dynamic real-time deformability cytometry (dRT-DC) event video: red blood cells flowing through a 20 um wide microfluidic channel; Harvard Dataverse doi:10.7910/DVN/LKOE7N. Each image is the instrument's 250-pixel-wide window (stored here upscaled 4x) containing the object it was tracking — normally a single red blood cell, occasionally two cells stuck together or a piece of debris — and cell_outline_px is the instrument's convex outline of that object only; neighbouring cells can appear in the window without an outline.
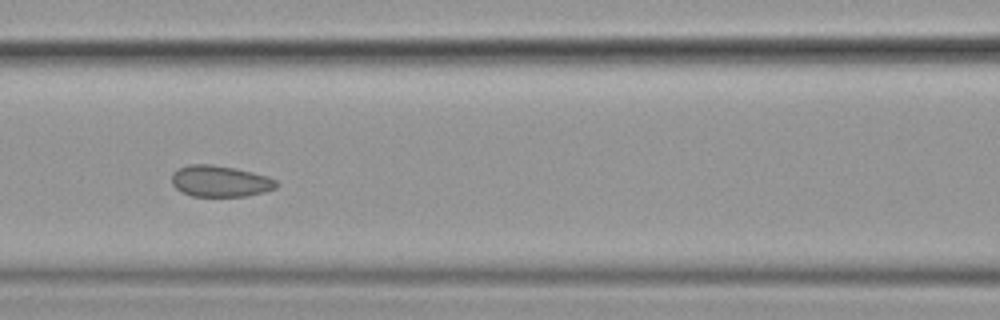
{"species": "common noctule bat (a hibernating species)", "species_latin": "Nyctalus noctula", "temperature_condition": "cold", "stored_images_in_passage": 9, "camera_frame_rate_fps": 3000, "um_per_image_px": 0.085, "animal": {"sex": "female", "body_mass_g": 19.9}, "frame": {"image": 1, "passage_image": 6, "time_ms": 1.667, "image_size_px": [1000, 320], "cell_outline_px": [[280, 184], [276, 188], [264, 192], [244, 196], [192, 196], [180, 192], [172, 184], [172, 172], [188, 164], [212, 164], [236, 168], [268, 176], [276, 180]], "centroid_in_image_um": [18.71, 15.4], "position_along_channel_um": 147.9, "area_um2": 19.25}}
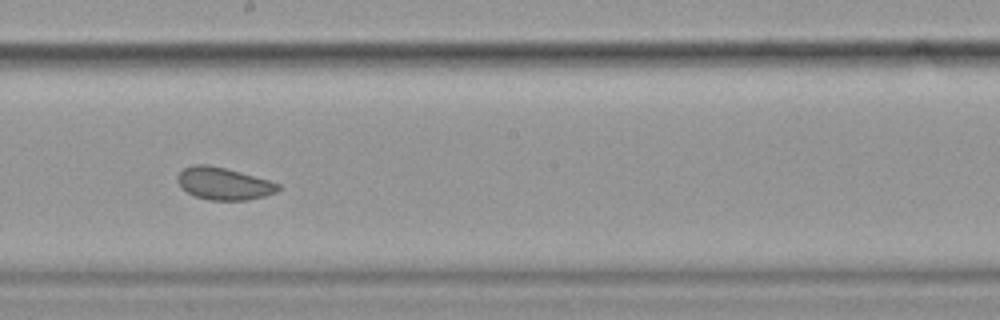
{"frame": {"image": 2, "passage_image": 8, "time_ms": 2.333, "image_size_px": [1000, 320], "cell_outline_px": [[280, 188], [276, 192], [264, 196], [248, 200], [208, 200], [196, 196], [180, 188], [176, 180], [176, 176], [184, 168], [192, 164], [208, 164], [240, 172], [268, 180], [280, 184]], "centroid_in_image_um": [18.97, 15.6], "position_along_channel_um": 229.2, "area_um2": 18.96}}
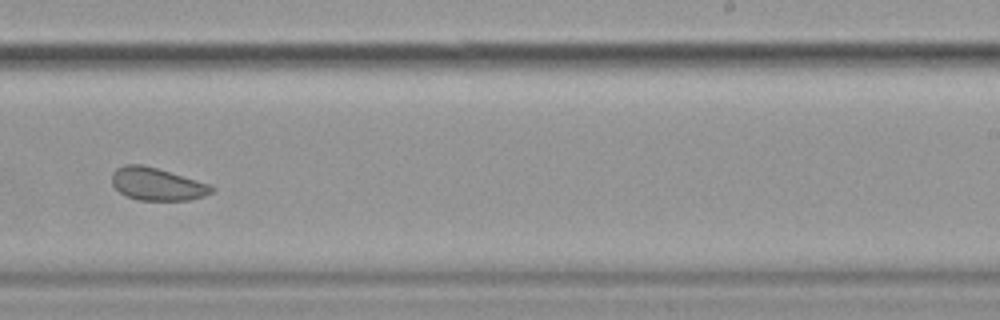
{"frame": {"image": 3, "passage_image": 9, "time_ms": 2.667, "image_size_px": [1000, 320], "cell_outline_px": [[216, 188], [212, 192], [204, 196], [188, 200], [140, 200], [128, 196], [120, 192], [112, 184], [112, 172], [116, 168], [124, 164], [140, 164], [156, 168], [208, 184]], "centroid_in_image_um": [13.32, 15.64], "position_along_channel_um": 275.7, "area_um2": 18.67}}